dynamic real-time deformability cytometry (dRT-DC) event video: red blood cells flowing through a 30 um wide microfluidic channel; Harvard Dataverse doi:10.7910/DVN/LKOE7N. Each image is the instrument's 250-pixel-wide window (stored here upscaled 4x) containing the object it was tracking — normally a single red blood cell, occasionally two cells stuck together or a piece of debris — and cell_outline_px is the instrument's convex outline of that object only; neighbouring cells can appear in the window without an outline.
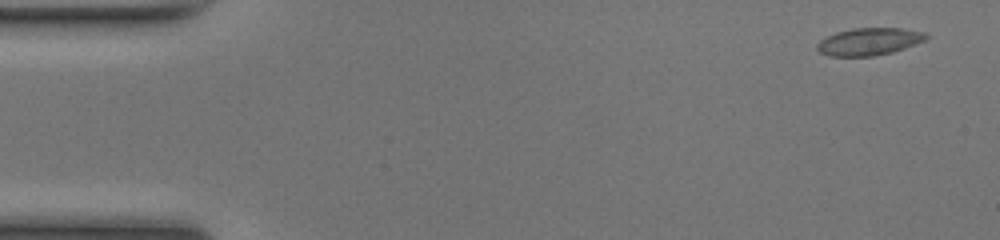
{"species": "common noctule bat (a hibernating species)", "species_latin": "Nyctalus noctula", "temperature_condition": "room temperature", "stored_images_in_passage": 50, "camera_frame_rate_fps": 3000, "um_per_image_px": 0.085, "animal": {"sex": "female", "body_mass_g": 17.0, "forearm_length_mm": 48.0}, "frame": {"image": 1, "passage_image": 3, "time_ms": 0.667, "image_size_px": [1000, 240], "cell_outline_px": [[928, 36], [924, 40], [904, 48], [892, 52], [872, 56], [828, 56], [820, 52], [816, 48], [816, 44], [820, 40], [836, 32], [852, 28], [900, 28], [924, 32]], "centroid_in_image_um": [73.83, 3.53], "position_along_channel_um": 11.2, "area_um2": 17.22}}
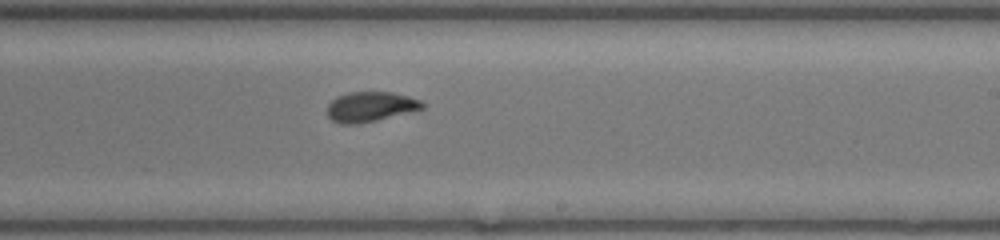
{"frame": {"image": 2, "passage_image": 30, "time_ms": 9.667, "image_size_px": [1000, 240], "cell_outline_px": [[424, 108], [376, 120], [356, 124], [340, 124], [332, 120], [328, 116], [328, 104], [336, 96], [348, 92], [392, 92], [408, 96], [420, 100], [424, 104]], "centroid_in_image_um": [31.45, 9.06], "position_along_channel_um": 257.5, "area_um2": 16.47}}
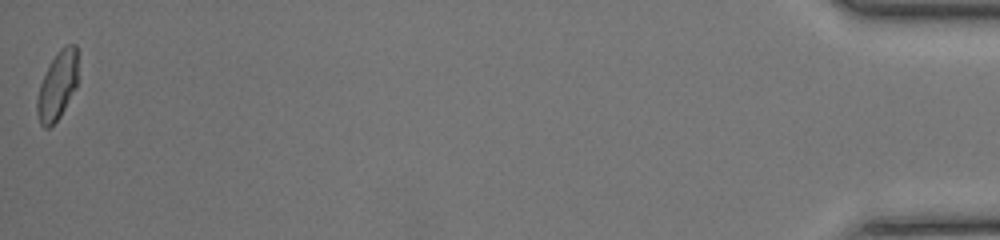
{"frame": {"image": 3, "passage_image": 50, "time_ms": 16.333, "image_size_px": [1000, 240], "cell_outline_px": [[76, 88], [60, 116], [48, 128], [44, 128], [40, 124], [36, 112], [36, 100], [40, 84], [52, 60], [60, 48], [68, 44], [76, 44]], "centroid_in_image_um": [4.85, 7.31], "position_along_channel_um": 430.3, "area_um2": 15.9}, "authors_computed_cell_mechanics": {"area_um2": 16.9932, "velocity_mm_per_s": 4.1888, "shape_relaxation_time_tau1_ms": 5.6562, "shape_relaxation_time_tau2_ms": 1.1696, "deformation_change_tau1": 0.1491, "deformation_change_tau2": 0.0529}}